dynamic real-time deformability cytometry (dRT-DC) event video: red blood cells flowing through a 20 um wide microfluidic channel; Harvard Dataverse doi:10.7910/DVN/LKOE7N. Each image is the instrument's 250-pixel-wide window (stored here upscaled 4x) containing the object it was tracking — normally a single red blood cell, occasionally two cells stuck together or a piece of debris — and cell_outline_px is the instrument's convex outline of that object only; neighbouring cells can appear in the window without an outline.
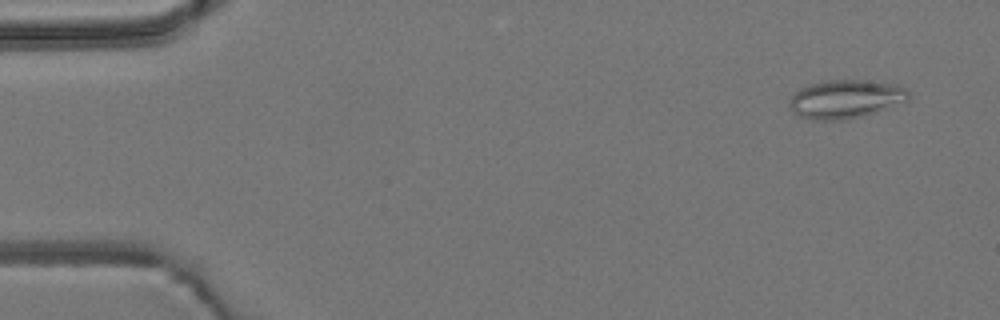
{"species": "common noctule bat (a hibernating species)", "species_latin": "Nyctalus noctula", "temperature_condition": "room temperature", "stored_images_in_passage": 9, "camera_frame_rate_fps": 3000, "um_per_image_px": 0.085, "animal": {"sex": "male", "body_mass_g": 19.2, "forearm_length_mm": 51.8}, "frame": {"image": 1, "passage_image": 1, "time_ms": 0.0, "image_size_px": [1000, 320], "cell_outline_px": [[908, 100], [860, 116], [844, 120], [816, 120], [800, 116], [792, 112], [788, 104], [792, 96], [800, 88], [808, 84], [824, 80], [864, 80], [896, 84], [904, 88], [908, 92]], "centroid_in_image_um": [71.81, 8.4], "position_along_channel_um": 13.2, "area_um2": 26.41}}